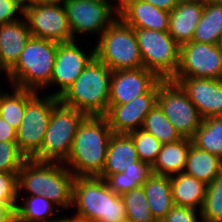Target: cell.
Wrapping results in <instances>:
<instances>
[{"instance_id":"cell-7","label":"cell","mask_w":222,"mask_h":222,"mask_svg":"<svg viewBox=\"0 0 222 222\" xmlns=\"http://www.w3.org/2000/svg\"><path fill=\"white\" fill-rule=\"evenodd\" d=\"M85 117L84 113L59 101L52 109L41 149L31 159L64 163L69 157L77 129Z\"/></svg>"},{"instance_id":"cell-42","label":"cell","mask_w":222,"mask_h":222,"mask_svg":"<svg viewBox=\"0 0 222 222\" xmlns=\"http://www.w3.org/2000/svg\"><path fill=\"white\" fill-rule=\"evenodd\" d=\"M67 0H25L24 4H57L63 5Z\"/></svg>"},{"instance_id":"cell-16","label":"cell","mask_w":222,"mask_h":222,"mask_svg":"<svg viewBox=\"0 0 222 222\" xmlns=\"http://www.w3.org/2000/svg\"><path fill=\"white\" fill-rule=\"evenodd\" d=\"M95 56V50L84 54L76 45L75 40L57 43V53L50 85L60 86L53 96L59 97L78 78L84 68Z\"/></svg>"},{"instance_id":"cell-44","label":"cell","mask_w":222,"mask_h":222,"mask_svg":"<svg viewBox=\"0 0 222 222\" xmlns=\"http://www.w3.org/2000/svg\"><path fill=\"white\" fill-rule=\"evenodd\" d=\"M71 222H95V221L84 219L75 215L74 217L71 218Z\"/></svg>"},{"instance_id":"cell-28","label":"cell","mask_w":222,"mask_h":222,"mask_svg":"<svg viewBox=\"0 0 222 222\" xmlns=\"http://www.w3.org/2000/svg\"><path fill=\"white\" fill-rule=\"evenodd\" d=\"M191 140L199 149L222 159V116L203 119Z\"/></svg>"},{"instance_id":"cell-5","label":"cell","mask_w":222,"mask_h":222,"mask_svg":"<svg viewBox=\"0 0 222 222\" xmlns=\"http://www.w3.org/2000/svg\"><path fill=\"white\" fill-rule=\"evenodd\" d=\"M56 53V42L31 37L15 66L7 73L12 87L35 92L49 87Z\"/></svg>"},{"instance_id":"cell-48","label":"cell","mask_w":222,"mask_h":222,"mask_svg":"<svg viewBox=\"0 0 222 222\" xmlns=\"http://www.w3.org/2000/svg\"><path fill=\"white\" fill-rule=\"evenodd\" d=\"M219 45H221V46H222V36H221V40H220V42H219Z\"/></svg>"},{"instance_id":"cell-23","label":"cell","mask_w":222,"mask_h":222,"mask_svg":"<svg viewBox=\"0 0 222 222\" xmlns=\"http://www.w3.org/2000/svg\"><path fill=\"white\" fill-rule=\"evenodd\" d=\"M191 144L192 140L185 137L173 143L162 144L156 161L152 165V172L164 176H173L184 172Z\"/></svg>"},{"instance_id":"cell-2","label":"cell","mask_w":222,"mask_h":222,"mask_svg":"<svg viewBox=\"0 0 222 222\" xmlns=\"http://www.w3.org/2000/svg\"><path fill=\"white\" fill-rule=\"evenodd\" d=\"M59 162L27 159L18 173V193L26 190L30 195H40L58 208L72 207L74 175Z\"/></svg>"},{"instance_id":"cell-15","label":"cell","mask_w":222,"mask_h":222,"mask_svg":"<svg viewBox=\"0 0 222 222\" xmlns=\"http://www.w3.org/2000/svg\"><path fill=\"white\" fill-rule=\"evenodd\" d=\"M160 78L144 67L112 72L109 105H122L146 94Z\"/></svg>"},{"instance_id":"cell-9","label":"cell","mask_w":222,"mask_h":222,"mask_svg":"<svg viewBox=\"0 0 222 222\" xmlns=\"http://www.w3.org/2000/svg\"><path fill=\"white\" fill-rule=\"evenodd\" d=\"M157 104L181 137L191 139L202 123L203 119L187 93L171 79L159 80Z\"/></svg>"},{"instance_id":"cell-20","label":"cell","mask_w":222,"mask_h":222,"mask_svg":"<svg viewBox=\"0 0 222 222\" xmlns=\"http://www.w3.org/2000/svg\"><path fill=\"white\" fill-rule=\"evenodd\" d=\"M203 8L202 1H180L170 12L168 32L179 46L192 41Z\"/></svg>"},{"instance_id":"cell-17","label":"cell","mask_w":222,"mask_h":222,"mask_svg":"<svg viewBox=\"0 0 222 222\" xmlns=\"http://www.w3.org/2000/svg\"><path fill=\"white\" fill-rule=\"evenodd\" d=\"M196 106L202 119L222 116V79L173 77Z\"/></svg>"},{"instance_id":"cell-39","label":"cell","mask_w":222,"mask_h":222,"mask_svg":"<svg viewBox=\"0 0 222 222\" xmlns=\"http://www.w3.org/2000/svg\"><path fill=\"white\" fill-rule=\"evenodd\" d=\"M17 203H4L0 201V222H16Z\"/></svg>"},{"instance_id":"cell-8","label":"cell","mask_w":222,"mask_h":222,"mask_svg":"<svg viewBox=\"0 0 222 222\" xmlns=\"http://www.w3.org/2000/svg\"><path fill=\"white\" fill-rule=\"evenodd\" d=\"M144 68L160 79H172L180 63V46L168 31L134 29Z\"/></svg>"},{"instance_id":"cell-41","label":"cell","mask_w":222,"mask_h":222,"mask_svg":"<svg viewBox=\"0 0 222 222\" xmlns=\"http://www.w3.org/2000/svg\"><path fill=\"white\" fill-rule=\"evenodd\" d=\"M155 7L171 12L181 0H144Z\"/></svg>"},{"instance_id":"cell-31","label":"cell","mask_w":222,"mask_h":222,"mask_svg":"<svg viewBox=\"0 0 222 222\" xmlns=\"http://www.w3.org/2000/svg\"><path fill=\"white\" fill-rule=\"evenodd\" d=\"M142 129L151 133L162 144L173 143L182 138L157 103L144 119Z\"/></svg>"},{"instance_id":"cell-13","label":"cell","mask_w":222,"mask_h":222,"mask_svg":"<svg viewBox=\"0 0 222 222\" xmlns=\"http://www.w3.org/2000/svg\"><path fill=\"white\" fill-rule=\"evenodd\" d=\"M63 6L74 40V34L101 35L118 17L115 7L98 0H67Z\"/></svg>"},{"instance_id":"cell-40","label":"cell","mask_w":222,"mask_h":222,"mask_svg":"<svg viewBox=\"0 0 222 222\" xmlns=\"http://www.w3.org/2000/svg\"><path fill=\"white\" fill-rule=\"evenodd\" d=\"M0 141H16V129L0 115Z\"/></svg>"},{"instance_id":"cell-36","label":"cell","mask_w":222,"mask_h":222,"mask_svg":"<svg viewBox=\"0 0 222 222\" xmlns=\"http://www.w3.org/2000/svg\"><path fill=\"white\" fill-rule=\"evenodd\" d=\"M18 173L0 172V201L4 203H17Z\"/></svg>"},{"instance_id":"cell-47","label":"cell","mask_w":222,"mask_h":222,"mask_svg":"<svg viewBox=\"0 0 222 222\" xmlns=\"http://www.w3.org/2000/svg\"><path fill=\"white\" fill-rule=\"evenodd\" d=\"M181 1H202V0H181Z\"/></svg>"},{"instance_id":"cell-37","label":"cell","mask_w":222,"mask_h":222,"mask_svg":"<svg viewBox=\"0 0 222 222\" xmlns=\"http://www.w3.org/2000/svg\"><path fill=\"white\" fill-rule=\"evenodd\" d=\"M25 0H0V25L18 20L16 13H24Z\"/></svg>"},{"instance_id":"cell-32","label":"cell","mask_w":222,"mask_h":222,"mask_svg":"<svg viewBox=\"0 0 222 222\" xmlns=\"http://www.w3.org/2000/svg\"><path fill=\"white\" fill-rule=\"evenodd\" d=\"M199 213L201 222H222V170L207 185L204 203Z\"/></svg>"},{"instance_id":"cell-26","label":"cell","mask_w":222,"mask_h":222,"mask_svg":"<svg viewBox=\"0 0 222 222\" xmlns=\"http://www.w3.org/2000/svg\"><path fill=\"white\" fill-rule=\"evenodd\" d=\"M152 174V166L139 160L132 163L123 172L109 175L105 181L113 193L121 196L142 186Z\"/></svg>"},{"instance_id":"cell-33","label":"cell","mask_w":222,"mask_h":222,"mask_svg":"<svg viewBox=\"0 0 222 222\" xmlns=\"http://www.w3.org/2000/svg\"><path fill=\"white\" fill-rule=\"evenodd\" d=\"M126 208L127 219L131 222H156L149 208L142 186L121 195Z\"/></svg>"},{"instance_id":"cell-4","label":"cell","mask_w":222,"mask_h":222,"mask_svg":"<svg viewBox=\"0 0 222 222\" xmlns=\"http://www.w3.org/2000/svg\"><path fill=\"white\" fill-rule=\"evenodd\" d=\"M72 206L76 216L95 222H121L127 219L120 195L113 193L105 179L75 176L72 187Z\"/></svg>"},{"instance_id":"cell-18","label":"cell","mask_w":222,"mask_h":222,"mask_svg":"<svg viewBox=\"0 0 222 222\" xmlns=\"http://www.w3.org/2000/svg\"><path fill=\"white\" fill-rule=\"evenodd\" d=\"M118 16L133 29L168 31L170 12L144 0H122Z\"/></svg>"},{"instance_id":"cell-46","label":"cell","mask_w":222,"mask_h":222,"mask_svg":"<svg viewBox=\"0 0 222 222\" xmlns=\"http://www.w3.org/2000/svg\"><path fill=\"white\" fill-rule=\"evenodd\" d=\"M203 3H222V0H202Z\"/></svg>"},{"instance_id":"cell-14","label":"cell","mask_w":222,"mask_h":222,"mask_svg":"<svg viewBox=\"0 0 222 222\" xmlns=\"http://www.w3.org/2000/svg\"><path fill=\"white\" fill-rule=\"evenodd\" d=\"M159 81L146 93L122 105H109L105 115L113 133L129 134L142 128L144 119L157 103Z\"/></svg>"},{"instance_id":"cell-35","label":"cell","mask_w":222,"mask_h":222,"mask_svg":"<svg viewBox=\"0 0 222 222\" xmlns=\"http://www.w3.org/2000/svg\"><path fill=\"white\" fill-rule=\"evenodd\" d=\"M26 160L16 141H0V172L19 173Z\"/></svg>"},{"instance_id":"cell-11","label":"cell","mask_w":222,"mask_h":222,"mask_svg":"<svg viewBox=\"0 0 222 222\" xmlns=\"http://www.w3.org/2000/svg\"><path fill=\"white\" fill-rule=\"evenodd\" d=\"M23 17L32 37L56 43L74 40L63 5L24 4Z\"/></svg>"},{"instance_id":"cell-24","label":"cell","mask_w":222,"mask_h":222,"mask_svg":"<svg viewBox=\"0 0 222 222\" xmlns=\"http://www.w3.org/2000/svg\"><path fill=\"white\" fill-rule=\"evenodd\" d=\"M152 216L162 221L174 206L170 176L152 174L142 185Z\"/></svg>"},{"instance_id":"cell-3","label":"cell","mask_w":222,"mask_h":222,"mask_svg":"<svg viewBox=\"0 0 222 222\" xmlns=\"http://www.w3.org/2000/svg\"><path fill=\"white\" fill-rule=\"evenodd\" d=\"M112 71L94 56L78 78L59 96V101L86 116H105L109 109Z\"/></svg>"},{"instance_id":"cell-25","label":"cell","mask_w":222,"mask_h":222,"mask_svg":"<svg viewBox=\"0 0 222 222\" xmlns=\"http://www.w3.org/2000/svg\"><path fill=\"white\" fill-rule=\"evenodd\" d=\"M222 170V159L191 144L184 172L209 184Z\"/></svg>"},{"instance_id":"cell-29","label":"cell","mask_w":222,"mask_h":222,"mask_svg":"<svg viewBox=\"0 0 222 222\" xmlns=\"http://www.w3.org/2000/svg\"><path fill=\"white\" fill-rule=\"evenodd\" d=\"M37 92L14 87L13 93L3 92L0 96V115L16 130L22 122L26 103Z\"/></svg>"},{"instance_id":"cell-6","label":"cell","mask_w":222,"mask_h":222,"mask_svg":"<svg viewBox=\"0 0 222 222\" xmlns=\"http://www.w3.org/2000/svg\"><path fill=\"white\" fill-rule=\"evenodd\" d=\"M94 50L112 72L144 67L136 33L119 16L100 35Z\"/></svg>"},{"instance_id":"cell-22","label":"cell","mask_w":222,"mask_h":222,"mask_svg":"<svg viewBox=\"0 0 222 222\" xmlns=\"http://www.w3.org/2000/svg\"><path fill=\"white\" fill-rule=\"evenodd\" d=\"M173 203L200 212L206 195L207 184L193 176L180 172L170 176Z\"/></svg>"},{"instance_id":"cell-12","label":"cell","mask_w":222,"mask_h":222,"mask_svg":"<svg viewBox=\"0 0 222 222\" xmlns=\"http://www.w3.org/2000/svg\"><path fill=\"white\" fill-rule=\"evenodd\" d=\"M174 77L222 79V46L191 41L180 46Z\"/></svg>"},{"instance_id":"cell-38","label":"cell","mask_w":222,"mask_h":222,"mask_svg":"<svg viewBox=\"0 0 222 222\" xmlns=\"http://www.w3.org/2000/svg\"><path fill=\"white\" fill-rule=\"evenodd\" d=\"M196 212L197 210L193 208L174 205L160 222H198Z\"/></svg>"},{"instance_id":"cell-43","label":"cell","mask_w":222,"mask_h":222,"mask_svg":"<svg viewBox=\"0 0 222 222\" xmlns=\"http://www.w3.org/2000/svg\"><path fill=\"white\" fill-rule=\"evenodd\" d=\"M98 1L105 2V3H108V4H110L111 1H112V2L117 1L118 4L115 5L114 7H115V9H116L118 12L120 11V8H121V5H122V0H98Z\"/></svg>"},{"instance_id":"cell-10","label":"cell","mask_w":222,"mask_h":222,"mask_svg":"<svg viewBox=\"0 0 222 222\" xmlns=\"http://www.w3.org/2000/svg\"><path fill=\"white\" fill-rule=\"evenodd\" d=\"M37 94L26 103L22 122L16 130V144L27 159L41 149L52 109L59 102V97L52 94L42 98Z\"/></svg>"},{"instance_id":"cell-49","label":"cell","mask_w":222,"mask_h":222,"mask_svg":"<svg viewBox=\"0 0 222 222\" xmlns=\"http://www.w3.org/2000/svg\"><path fill=\"white\" fill-rule=\"evenodd\" d=\"M121 222H131L130 220H128V219H126V220H124V221H121Z\"/></svg>"},{"instance_id":"cell-1","label":"cell","mask_w":222,"mask_h":222,"mask_svg":"<svg viewBox=\"0 0 222 222\" xmlns=\"http://www.w3.org/2000/svg\"><path fill=\"white\" fill-rule=\"evenodd\" d=\"M112 135L105 116H86L77 129L69 157L64 164L74 176L99 177L105 166Z\"/></svg>"},{"instance_id":"cell-45","label":"cell","mask_w":222,"mask_h":222,"mask_svg":"<svg viewBox=\"0 0 222 222\" xmlns=\"http://www.w3.org/2000/svg\"><path fill=\"white\" fill-rule=\"evenodd\" d=\"M44 222H71V218H67V217H64V218H61V219H49L47 221H44Z\"/></svg>"},{"instance_id":"cell-27","label":"cell","mask_w":222,"mask_h":222,"mask_svg":"<svg viewBox=\"0 0 222 222\" xmlns=\"http://www.w3.org/2000/svg\"><path fill=\"white\" fill-rule=\"evenodd\" d=\"M222 36V3H204L203 14L192 41L219 44Z\"/></svg>"},{"instance_id":"cell-34","label":"cell","mask_w":222,"mask_h":222,"mask_svg":"<svg viewBox=\"0 0 222 222\" xmlns=\"http://www.w3.org/2000/svg\"><path fill=\"white\" fill-rule=\"evenodd\" d=\"M128 135L132 138L139 160L152 166L160 152L162 143L142 128Z\"/></svg>"},{"instance_id":"cell-21","label":"cell","mask_w":222,"mask_h":222,"mask_svg":"<svg viewBox=\"0 0 222 222\" xmlns=\"http://www.w3.org/2000/svg\"><path fill=\"white\" fill-rule=\"evenodd\" d=\"M137 161L139 158L132 138L128 134L113 133L108 144L105 166L99 177L106 179L109 175L123 172Z\"/></svg>"},{"instance_id":"cell-30","label":"cell","mask_w":222,"mask_h":222,"mask_svg":"<svg viewBox=\"0 0 222 222\" xmlns=\"http://www.w3.org/2000/svg\"><path fill=\"white\" fill-rule=\"evenodd\" d=\"M25 198L24 204L16 206V222H44L54 216V210L59 211L58 208L53 207L56 205L44 196L31 195Z\"/></svg>"},{"instance_id":"cell-19","label":"cell","mask_w":222,"mask_h":222,"mask_svg":"<svg viewBox=\"0 0 222 222\" xmlns=\"http://www.w3.org/2000/svg\"><path fill=\"white\" fill-rule=\"evenodd\" d=\"M31 37L25 17L0 25V70L6 75L19 60L22 50Z\"/></svg>"}]
</instances>
